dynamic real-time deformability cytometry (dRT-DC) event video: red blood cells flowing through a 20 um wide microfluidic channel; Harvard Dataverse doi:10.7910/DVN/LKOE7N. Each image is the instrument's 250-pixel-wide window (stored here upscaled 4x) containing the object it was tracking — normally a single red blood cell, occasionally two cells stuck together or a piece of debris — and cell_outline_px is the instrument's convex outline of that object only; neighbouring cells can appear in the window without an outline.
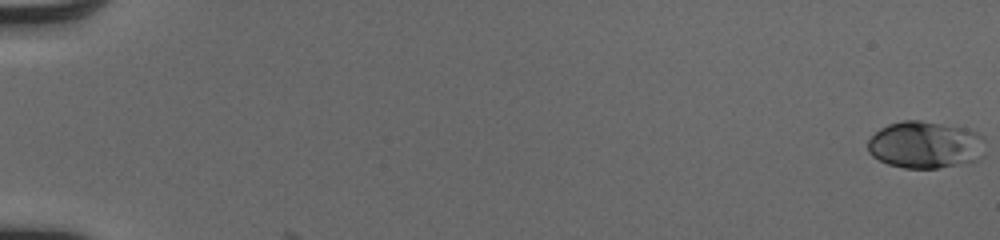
{"species": "human", "species_latin": "Homo sapiens", "temperature_condition": "cold", "stored_images_in_passage": 53, "camera_frame_rate_fps": 3000, "um_per_image_px": 0.085, "donor": {"sex": "male"}, "frame": {"image": 1, "passage_image": 1, "time_ms": 0.0, "image_size_px": [1000, 240], "cell_outline_px": [[984, 156], [976, 160], [936, 168], [904, 168], [888, 164], [872, 156], [868, 152], [868, 140], [880, 128], [888, 124], [904, 120], [920, 120], [964, 128], [976, 132], [984, 136]], "centroid_in_image_um": [78.64, 12.3], "position_along_channel_um": 6.4, "area_um2": 32.19}}
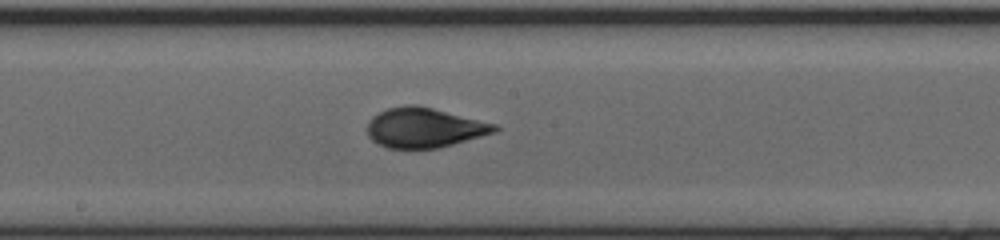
{"frame": {"image": 2, "passage_image": 31, "time_ms": 10.0, "image_size_px": [1000, 240], "cell_outline_px": [[500, 128], [496, 132], [440, 148], [388, 148], [372, 140], [368, 136], [368, 120], [372, 116], [388, 108], [404, 104], [416, 104], [496, 124]], "centroid_in_image_um": [36.06, 10.85], "position_along_channel_um": 212.1, "area_um2": 29.48}}
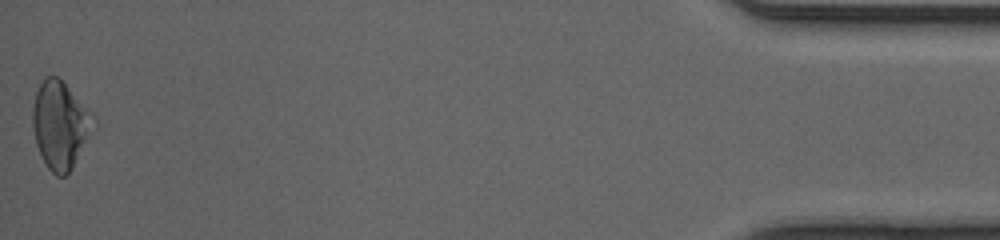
{"frame": {"image": 3, "passage_image": 53, "time_ms": 17.333, "image_size_px": [1000, 240], "cell_outline_px": [[96, 124], [68, 172], [64, 176], [56, 176], [48, 168], [36, 144], [32, 128], [32, 108], [36, 92], [44, 76], [56, 76], [96, 116]], "centroid_in_image_um": [5.1, 10.59], "position_along_channel_um": 430.1, "area_um2": 30.46}, "authors_computed_cell_mechanics": {"area_um2": 29.4202, "velocity_mm_per_s": 4.1219, "shape_relaxation_time_tau1_ms": 4.6801, "shape_relaxation_time_tau2_ms": 1.0298, "deformation_change_tau1": 0.1637, "deformation_change_tau2": 0.0439}}